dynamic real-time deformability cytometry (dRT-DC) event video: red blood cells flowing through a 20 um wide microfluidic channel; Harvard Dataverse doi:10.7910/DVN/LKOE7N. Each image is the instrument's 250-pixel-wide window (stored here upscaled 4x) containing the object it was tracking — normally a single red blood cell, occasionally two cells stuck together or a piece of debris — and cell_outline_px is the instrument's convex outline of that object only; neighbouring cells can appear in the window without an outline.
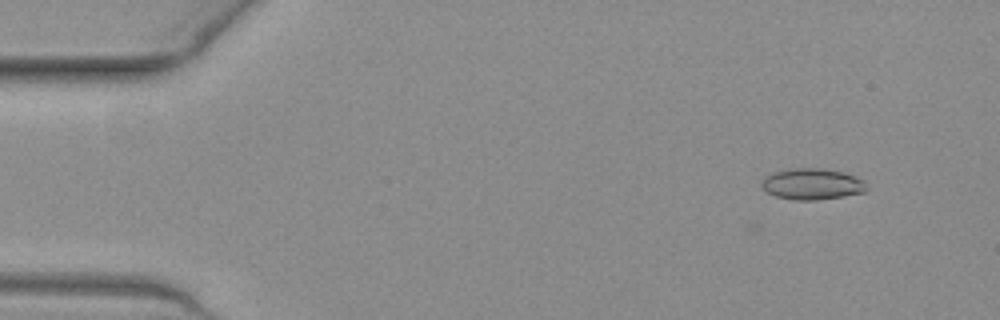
{"species": "common noctule bat (a hibernating species)", "species_latin": "Nyctalus noctula", "temperature_condition": "warm", "stored_images_in_passage": 53, "camera_frame_rate_fps": 3000, "um_per_image_px": 0.085, "animal": {"sex": "female", "body_mass_g": 19.3, "forearm_length_mm": 54.1}, "frame": {"image": 1, "passage_image": 5, "time_ms": 1.333, "image_size_px": [1000, 320], "cell_outline_px": [[868, 188], [864, 192], [844, 196], [816, 200], [792, 200], [776, 196], [768, 192], [760, 184], [764, 176], [772, 172], [796, 168], [820, 168], [840, 172], [864, 180]], "centroid_in_image_um": [69.01, 15.65], "position_along_channel_um": 16.0, "area_um2": 18.96}}
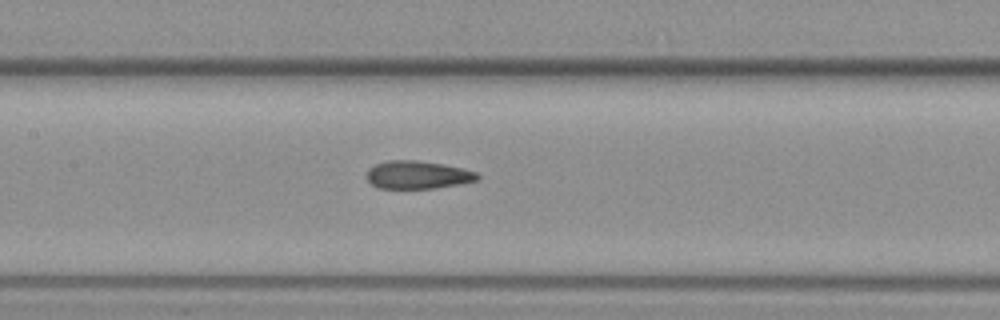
{"frame": {"image": 2, "passage_image": 25, "time_ms": 8.0, "image_size_px": [1000, 320], "cell_outline_px": [[480, 176], [476, 180], [436, 188], [380, 188], [372, 184], [364, 176], [368, 168], [376, 164], [388, 160], [416, 160], [440, 164], [460, 168], [476, 172]], "centroid_in_image_um": [35.42, 14.86], "position_along_channel_um": 172.0, "area_um2": 17.8}}
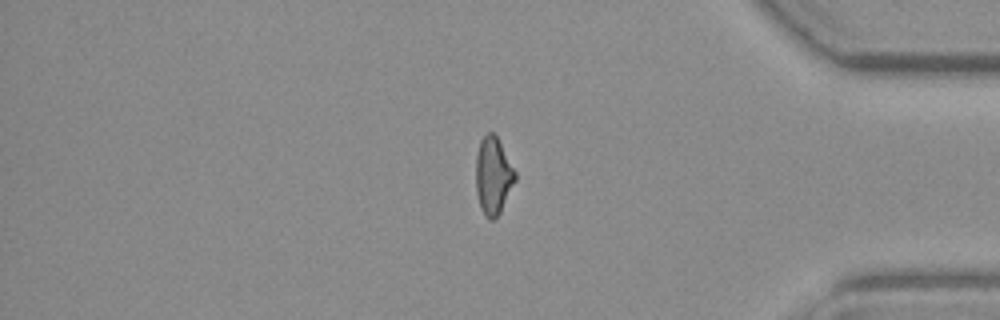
{"frame": {"image": 3, "passage_image": 44, "time_ms": 14.333, "image_size_px": [1000, 320], "cell_outline_px": [[516, 180], [500, 212], [492, 220], [488, 220], [480, 208], [476, 192], [476, 156], [480, 140], [488, 132], [492, 132], [496, 136], [516, 172]], "centroid_in_image_um": [41.91, 14.95], "position_along_channel_um": 393.3, "area_um2": 17.57}, "authors_computed_cell_mechanics": {"area_um2": 18.3226, "velocity_mm_per_s": 3.9431, "shape_relaxation_time_tau1_ms": null, "shape_relaxation_time_tau2_ms": 0.9189, "deformation_change_tau1": null, "deformation_change_tau2": 0.0827}}